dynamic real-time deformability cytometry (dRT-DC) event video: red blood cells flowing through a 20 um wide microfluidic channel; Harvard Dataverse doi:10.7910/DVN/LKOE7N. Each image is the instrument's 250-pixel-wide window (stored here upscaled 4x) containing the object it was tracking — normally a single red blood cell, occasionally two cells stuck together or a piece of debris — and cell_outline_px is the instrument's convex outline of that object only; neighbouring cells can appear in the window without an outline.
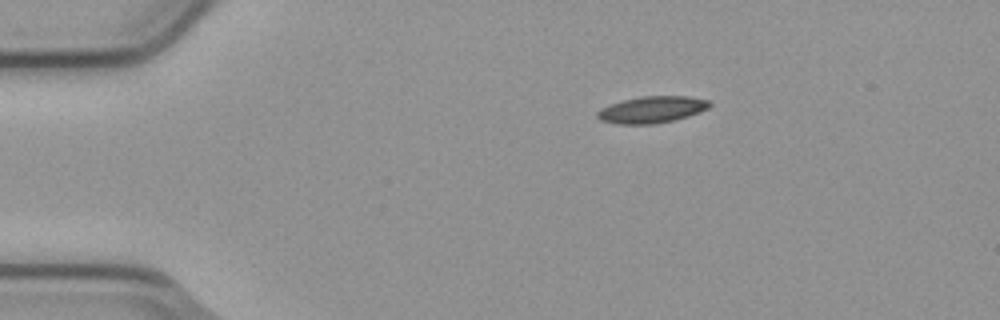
{"species": "common noctule bat (a hibernating species)", "species_latin": "Nyctalus noctula", "temperature_condition": "cold", "stored_images_in_passage": 6, "camera_frame_rate_fps": 3000, "um_per_image_px": 0.085, "animal": {"sex": "male", "body_mass_g": 23.1, "forearm_length_mm": 52.7}, "frame": {"image": 1, "passage_image": 1, "time_ms": 0.0, "image_size_px": [1000, 320], "cell_outline_px": [[712, 104], [708, 108], [700, 112], [676, 120], [656, 124], [616, 124], [600, 120], [596, 116], [596, 112], [600, 108], [624, 100], [640, 96], [688, 96], [708, 100]], "centroid_in_image_um": [55.41, 9.32], "position_along_channel_um": 29.6, "area_um2": 17.57}}
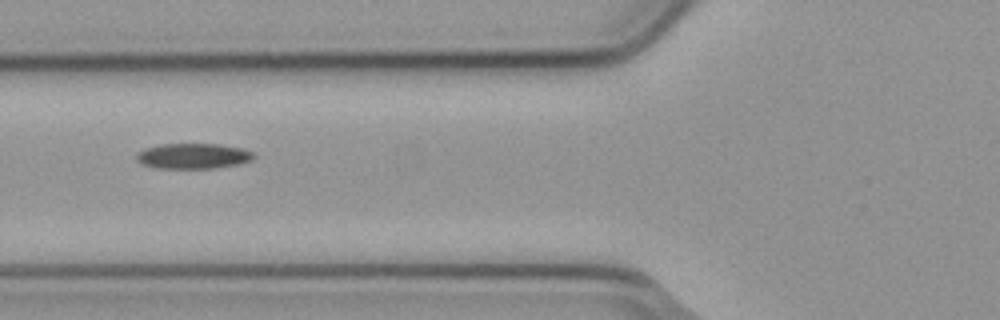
{"frame": {"image": 2, "passage_image": 4, "time_ms": 1.0, "image_size_px": [1000, 320], "cell_outline_px": [[256, 156], [252, 160], [240, 164], [216, 168], [156, 168], [144, 164], [136, 160], [136, 152], [144, 148], [160, 144], [216, 144], [244, 148], [252, 152]], "centroid_in_image_um": [16.43, 13.26], "position_along_channel_um": 109.4, "area_um2": 17.51}}
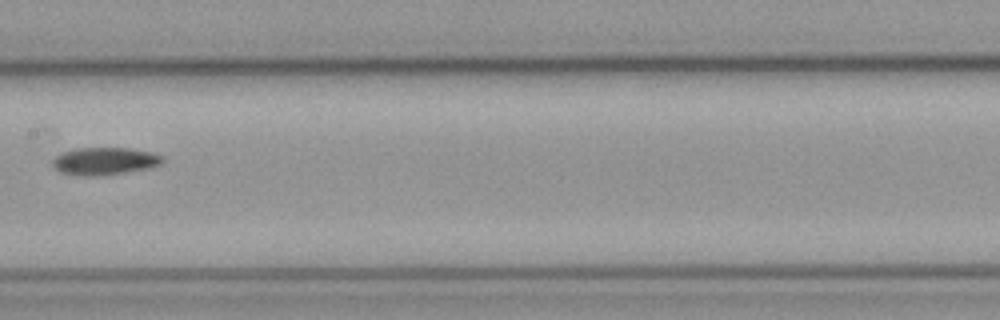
{"frame": {"image": 3, "passage_image": 6, "time_ms": 1.667, "image_size_px": [1000, 320], "cell_outline_px": [[164, 160], [160, 164], [148, 168], [124, 172], [96, 176], [84, 176], [60, 172], [52, 164], [52, 160], [56, 156], [72, 148], [128, 148], [148, 152], [164, 156]], "centroid_in_image_um": [8.87, 13.69], "position_along_channel_um": 198.5, "area_um2": 17.4}}